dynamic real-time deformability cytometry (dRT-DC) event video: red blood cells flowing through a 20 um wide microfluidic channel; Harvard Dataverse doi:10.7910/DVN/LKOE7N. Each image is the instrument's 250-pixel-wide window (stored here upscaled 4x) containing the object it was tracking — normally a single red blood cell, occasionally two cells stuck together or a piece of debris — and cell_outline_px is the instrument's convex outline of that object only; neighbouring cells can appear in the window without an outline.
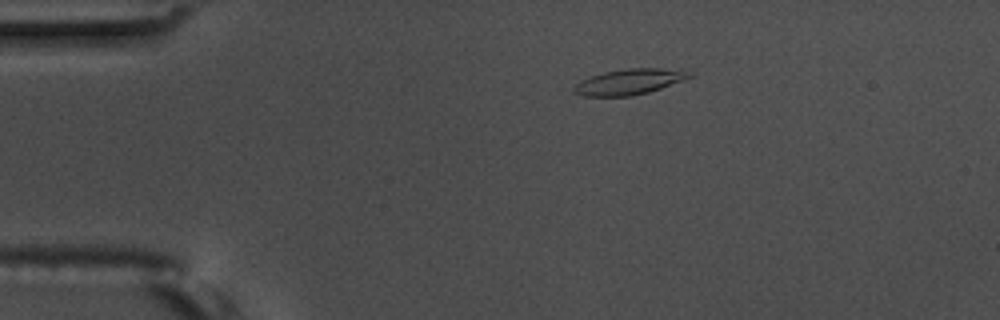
{"species": "common noctule bat (a hibernating species)", "species_latin": "Nyctalus noctula", "temperature_condition": "warm", "stored_images_in_passage": 47, "camera_frame_rate_fps": 3000, "um_per_image_px": 0.085, "animal": {"sex": "male", "body_mass_g": 17.5, "forearm_length_mm": 52.3}, "frame": {"image": 1, "passage_image": 1, "time_ms": 0.0, "image_size_px": [1000, 320], "cell_outline_px": [[696, 72], [692, 76], [660, 88], [648, 92], [632, 96], [580, 96], [572, 92], [572, 88], [580, 80], [604, 72], [628, 68], [660, 68]], "centroid_in_image_um": [53.44, 6.95], "position_along_channel_um": 31.6, "area_um2": 17.17}}
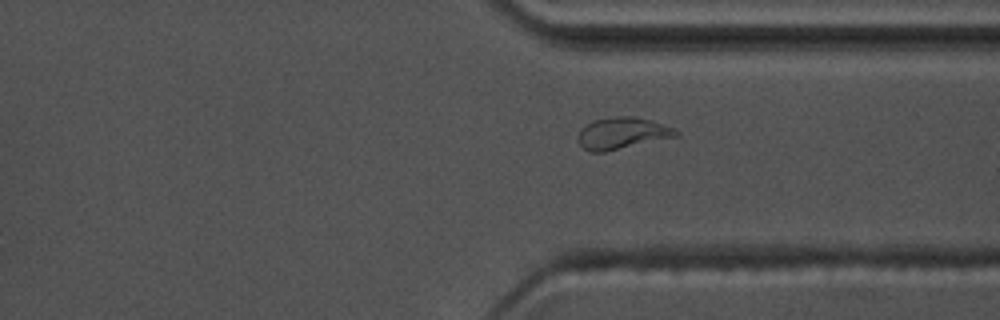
{"frame": {"image": 2, "passage_image": 33, "time_ms": 10.667, "image_size_px": [1000, 320], "cell_outline_px": [[680, 136], [604, 152], [592, 152], [584, 148], [576, 140], [580, 132], [588, 124], [596, 120], [612, 116], [632, 116], [652, 120], [676, 128], [680, 132]], "centroid_in_image_um": [52.96, 11.32], "position_along_channel_um": 358.4, "area_um2": 18.15}}
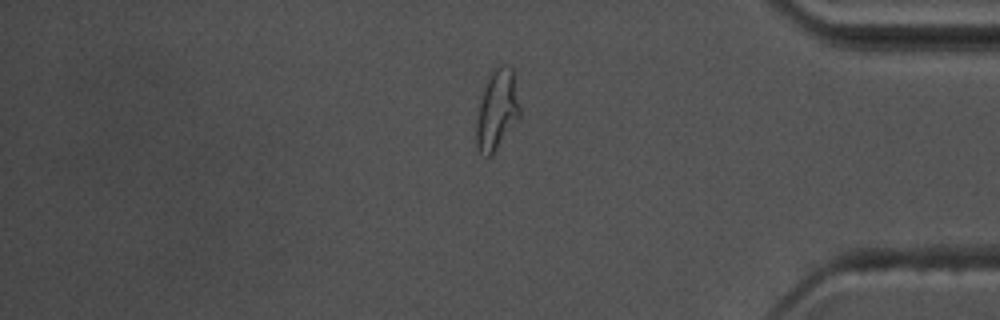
{"frame": {"image": 3, "passage_image": 38, "time_ms": 12.333, "image_size_px": [1000, 320], "cell_outline_px": [[520, 116], [492, 156], [488, 156], [480, 152], [476, 144], [476, 120], [484, 88], [492, 68], [500, 64], [508, 64], [512, 68], [520, 108]], "centroid_in_image_um": [42.25, 9.32], "position_along_channel_um": 393.0, "area_um2": 20.17}, "authors_computed_cell_mechanics": {"area_um2": 16.8776, "velocity_mm_per_s": 3.5576, "shape_relaxation_time_tau1_ms": 5.9512, "shape_relaxation_time_tau2_ms": 1.5298, "deformation_change_tau1": 0.2307, "deformation_change_tau2": 0.0963}}